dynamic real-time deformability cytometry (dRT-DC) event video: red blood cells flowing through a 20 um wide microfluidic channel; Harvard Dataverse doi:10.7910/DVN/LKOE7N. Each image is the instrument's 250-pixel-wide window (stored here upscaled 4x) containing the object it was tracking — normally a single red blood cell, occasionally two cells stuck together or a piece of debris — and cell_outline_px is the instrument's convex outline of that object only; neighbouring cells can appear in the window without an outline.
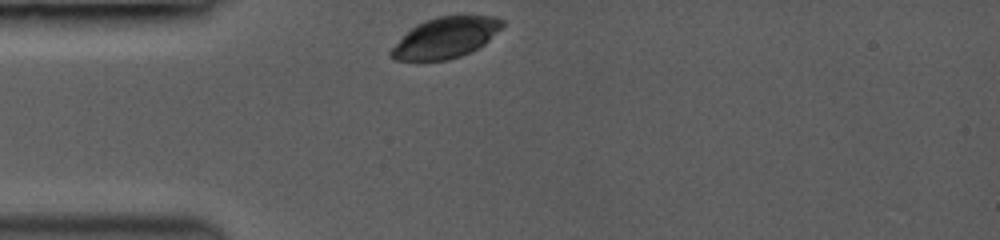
{"species": "common noctule bat (a hibernating species)", "species_latin": "Nyctalus noctula", "temperature_condition": "room temperature", "stored_images_in_passage": 44, "camera_frame_rate_fps": 3500, "um_per_image_px": 0.085, "animal": {"sex": "female", "body_mass_g": 19.0, "forearm_length_mm": 53.3}, "frame": {"image": 1, "passage_image": 1, "time_ms": 0.0, "image_size_px": [1000, 240], "cell_outline_px": [[504, 24], [484, 44], [460, 56], [444, 60], [396, 60], [388, 52], [416, 24], [424, 20], [436, 16], [496, 16], [504, 20]], "centroid_in_image_um": [37.88, 3.18], "position_along_channel_um": 47.1, "area_um2": 25.84}}
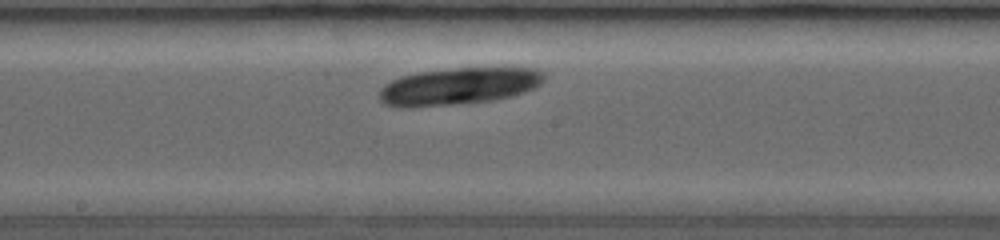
{"frame": {"image": 2, "passage_image": 17, "time_ms": 4.571, "image_size_px": [1000, 240], "cell_outline_px": [[544, 80], [540, 84], [532, 88], [508, 96], [488, 100], [444, 104], [388, 104], [380, 100], [380, 92], [384, 84], [400, 76], [416, 72], [456, 68], [536, 68], [544, 72]], "centroid_in_image_um": [39.05, 7.26], "position_along_channel_um": 209.2, "area_um2": 33.93}}
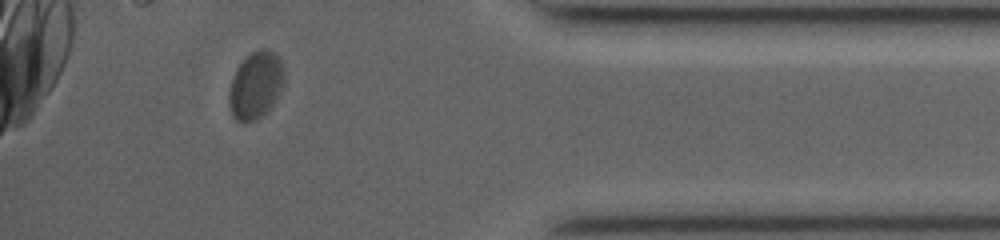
{"frame": {"image": 3, "passage_image": 38, "time_ms": 10.571, "image_size_px": [1000, 240], "cell_outline_px": [[284, 80], [280, 92], [268, 112], [256, 120], [236, 120], [232, 116], [228, 104], [228, 92], [236, 68], [256, 48], [268, 48], [276, 52], [280, 56], [284, 72]], "centroid_in_image_um": [21.75, 7.21], "position_along_channel_um": 413.5, "area_um2": 21.85}}